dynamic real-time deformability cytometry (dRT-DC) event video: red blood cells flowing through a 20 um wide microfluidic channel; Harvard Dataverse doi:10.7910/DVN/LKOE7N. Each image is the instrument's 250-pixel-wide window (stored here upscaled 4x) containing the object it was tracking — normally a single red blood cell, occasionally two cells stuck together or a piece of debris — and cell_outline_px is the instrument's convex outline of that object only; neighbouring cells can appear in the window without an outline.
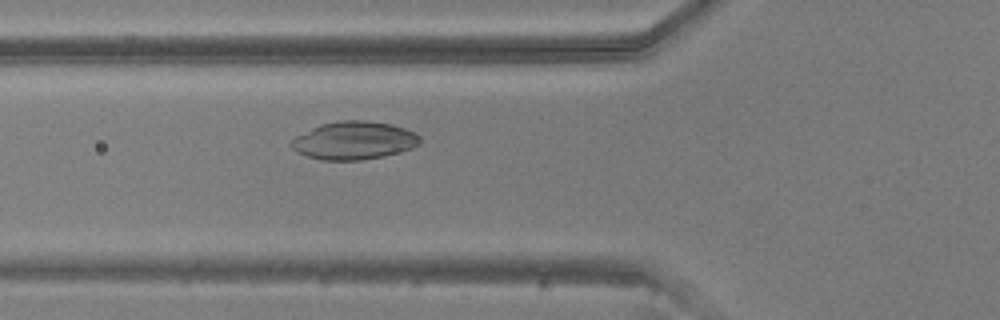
{"species": "common noctule bat (a hibernating species)", "species_latin": "Nyctalus noctula", "temperature_condition": "warm", "stored_images_in_passage": 35, "camera_frame_rate_fps": 3000, "um_per_image_px": 0.085, "animal": {"sex": "male", "body_mass_g": 20.5, "forearm_length_mm": 52.5}, "frame": {"image": 1, "passage_image": 3, "time_ms": 0.667, "image_size_px": [1000, 320], "cell_outline_px": [[420, 144], [412, 148], [384, 156], [360, 160], [320, 160], [296, 152], [288, 144], [296, 136], [320, 124], [340, 120], [364, 120], [392, 124], [404, 128], [420, 136]], "centroid_in_image_um": [30.07, 11.94], "position_along_channel_um": 95.7, "area_um2": 28.5}}
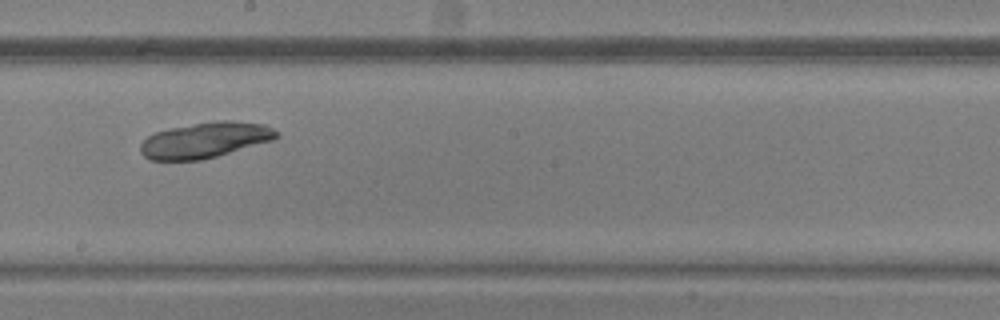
{"frame": {"image": 2, "passage_image": 13, "time_ms": 4.0, "image_size_px": [1000, 320], "cell_outline_px": [[280, 136], [272, 140], [216, 156], [200, 160], [148, 160], [140, 152], [140, 144], [148, 136], [156, 132], [172, 128], [216, 120], [232, 120], [264, 124], [280, 132]], "centroid_in_image_um": [17.44, 11.9], "position_along_channel_um": 230.8, "area_um2": 28.09}}
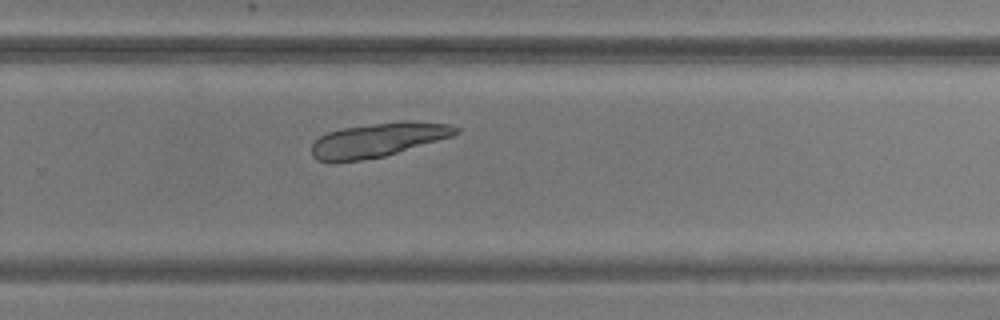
{"frame": {"image": 3, "passage_image": 18, "time_ms": 5.667, "image_size_px": [1000, 320], "cell_outline_px": [[460, 132], [452, 136], [384, 156], [336, 164], [332, 164], [316, 160], [312, 156], [312, 144], [320, 136], [328, 132], [344, 128], [400, 120], [408, 120], [448, 124], [460, 128]], "centroid_in_image_um": [32.09, 11.91], "position_along_channel_um": 297.7, "area_um2": 28.84}}